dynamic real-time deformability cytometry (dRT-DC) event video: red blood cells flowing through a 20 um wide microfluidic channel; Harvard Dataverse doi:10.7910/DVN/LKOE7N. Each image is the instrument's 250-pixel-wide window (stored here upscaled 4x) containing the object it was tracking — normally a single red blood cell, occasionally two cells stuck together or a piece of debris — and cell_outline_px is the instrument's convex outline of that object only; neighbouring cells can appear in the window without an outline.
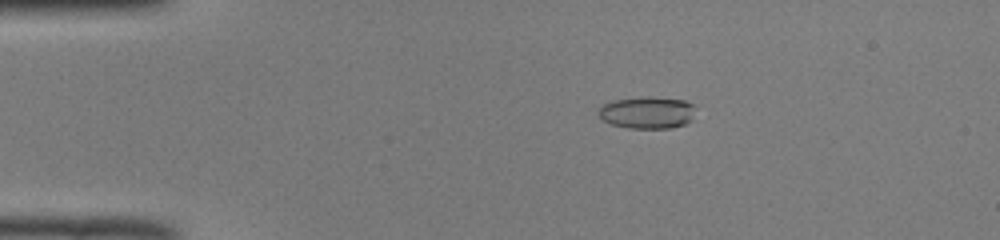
{"species": "common noctule bat (a hibernating species)", "species_latin": "Nyctalus noctula", "temperature_condition": "room temperature", "stored_images_in_passage": 51, "camera_frame_rate_fps": 3000, "um_per_image_px": 0.085, "animal": {"sex": "male", "body_mass_g": 19.0, "forearm_length_mm": 50.8}, "frame": {"image": 1, "passage_image": 10, "time_ms": 3.0, "image_size_px": [1000, 240], "cell_outline_px": [[692, 120], [684, 124], [672, 128], [628, 128], [612, 124], [604, 120], [596, 112], [600, 104], [612, 100], [648, 96], [684, 100], [692, 104]], "centroid_in_image_um": [54.95, 9.56], "position_along_channel_um": 30.1, "area_um2": 18.15}}
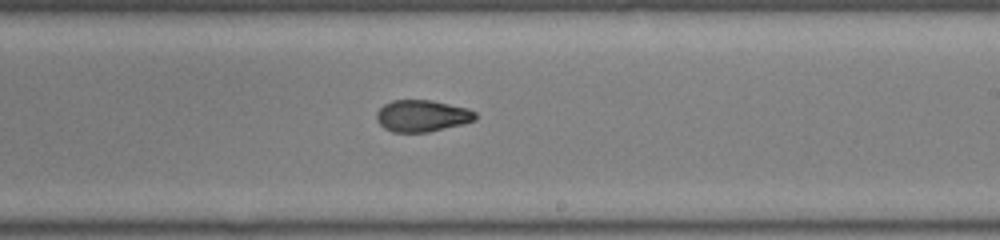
{"frame": {"image": 2, "passage_image": 31, "time_ms": 10.0, "image_size_px": [1000, 240], "cell_outline_px": [[476, 120], [428, 132], [392, 132], [384, 128], [376, 120], [376, 112], [384, 104], [392, 100], [432, 100], [468, 108], [476, 112]], "centroid_in_image_um": [35.85, 9.84], "position_along_channel_um": 253.1, "area_um2": 18.26}}
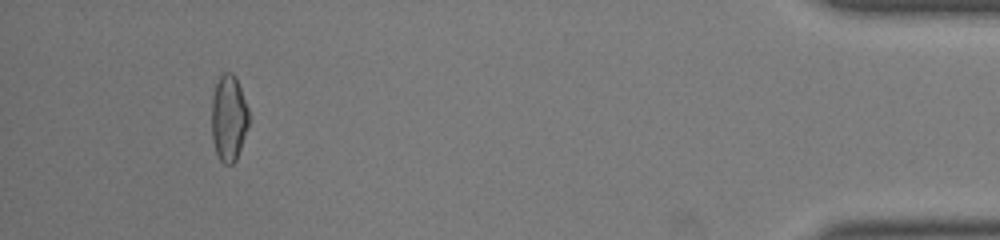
{"frame": {"image": 3, "passage_image": 48, "time_ms": 15.667, "image_size_px": [1000, 240], "cell_outline_px": [[248, 128], [236, 160], [232, 164], [224, 164], [220, 160], [216, 152], [212, 140], [212, 96], [216, 84], [220, 76], [224, 72], [232, 72], [236, 76], [248, 108]], "centroid_in_image_um": [19.44, 10.03], "position_along_channel_um": 415.8, "area_um2": 18.73}, "authors_computed_cell_mechanics": {"area_um2": 18.5538, "velocity_mm_per_s": 4.0149, "shape_relaxation_time_tau1_ms": null, "shape_relaxation_time_tau2_ms": 1.8022, "deformation_change_tau1": null, "deformation_change_tau2": 0.0707}}